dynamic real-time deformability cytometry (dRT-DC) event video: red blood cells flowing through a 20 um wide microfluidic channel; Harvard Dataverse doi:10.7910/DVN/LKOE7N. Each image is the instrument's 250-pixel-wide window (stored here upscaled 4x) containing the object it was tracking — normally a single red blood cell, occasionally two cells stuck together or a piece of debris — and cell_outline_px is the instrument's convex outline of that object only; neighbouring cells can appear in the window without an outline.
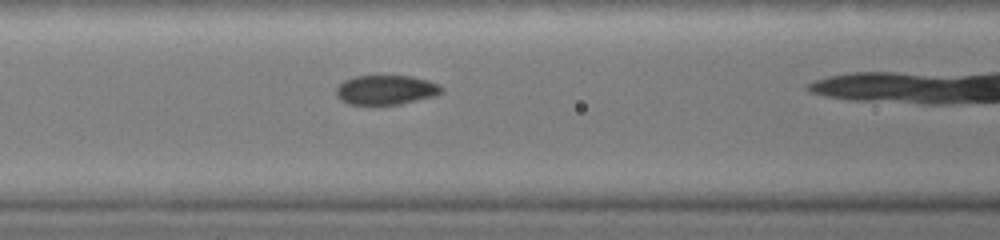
{"species": "common noctule bat (a hibernating species)", "species_latin": "Nyctalus noctula", "temperature_condition": "warm", "stored_images_in_passage": 14, "camera_frame_rate_fps": 3000, "um_per_image_px": 0.085, "animal": {"sex": "female", "body_mass_g": 19.0, "forearm_length_mm": 51.5}, "frame": {"image": 1, "passage_image": 9, "time_ms": 2.0, "image_size_px": [1000, 240], "cell_outline_px": [[440, 92], [436, 96], [400, 104], [348, 104], [336, 96], [336, 88], [344, 80], [356, 76], [412, 76], [428, 80], [440, 84]], "centroid_in_image_um": [32.8, 7.64], "position_along_channel_um": 133.8, "area_um2": 17.98}}
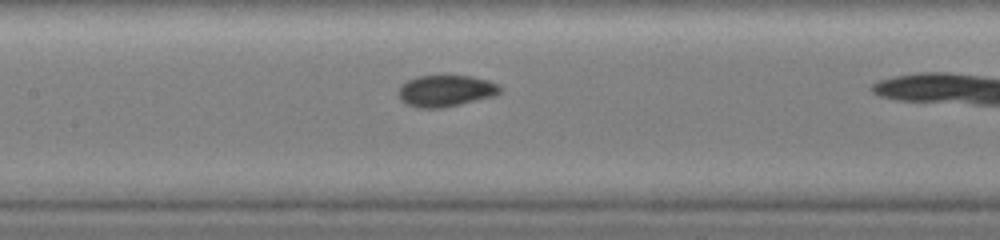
{"frame": {"image": 2, "passage_image": 11, "time_ms": 2.667, "image_size_px": [1000, 240], "cell_outline_px": [[500, 92], [496, 96], [460, 104], [440, 108], [420, 108], [408, 104], [400, 96], [400, 88], [408, 80], [420, 76], [472, 76], [488, 80], [496, 84], [500, 88]], "centroid_in_image_um": [37.95, 7.72], "position_along_channel_um": 169.5, "area_um2": 18.21}}